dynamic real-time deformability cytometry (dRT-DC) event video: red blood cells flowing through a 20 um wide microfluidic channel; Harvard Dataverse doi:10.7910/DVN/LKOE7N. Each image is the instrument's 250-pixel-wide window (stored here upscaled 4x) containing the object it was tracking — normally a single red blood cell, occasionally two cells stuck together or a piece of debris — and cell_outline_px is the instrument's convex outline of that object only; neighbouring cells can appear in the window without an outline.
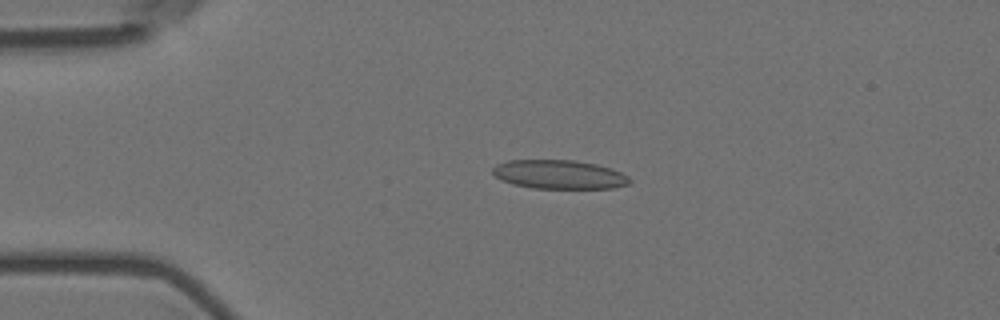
{"species": "Egyptian fruit bat (a non-hibernating species)", "species_latin": "Rousettus aegyptiacus", "temperature_condition": "room temperature", "stored_images_in_passage": 46, "camera_frame_rate_fps": 3000, "um_per_image_px": 0.085, "animal": {"sex": "female"}, "frame": {"image": 1, "passage_image": 2, "time_ms": 0.333, "image_size_px": [1000, 320], "cell_outline_px": [[632, 180], [628, 184], [616, 188], [532, 188], [512, 184], [496, 176], [492, 172], [492, 168], [496, 164], [508, 160], [576, 160], [596, 164], [612, 168], [628, 176]], "centroid_in_image_um": [47.55, 14.82], "position_along_channel_um": 37.4, "area_um2": 23.12}}
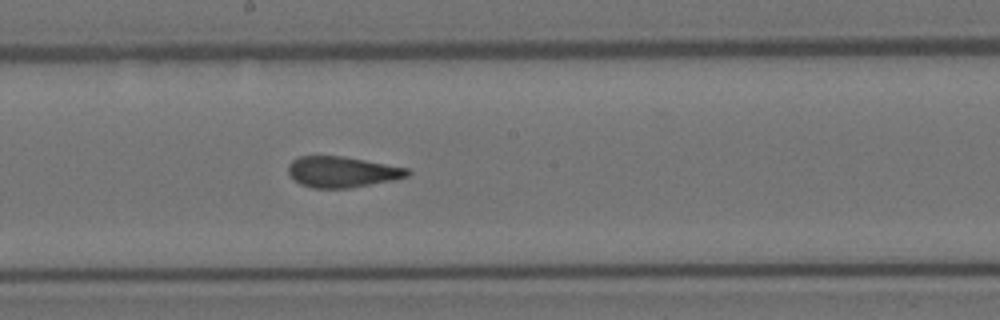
{"frame": {"image": 2, "passage_image": 20, "time_ms": 6.333, "image_size_px": [1000, 320], "cell_outline_px": [[412, 172], [408, 176], [392, 180], [348, 188], [312, 188], [300, 184], [288, 172], [288, 164], [292, 160], [300, 156], [344, 156], [408, 168]], "centroid_in_image_um": [29.08, 14.6], "position_along_channel_um": 219.1, "area_um2": 21.33}}
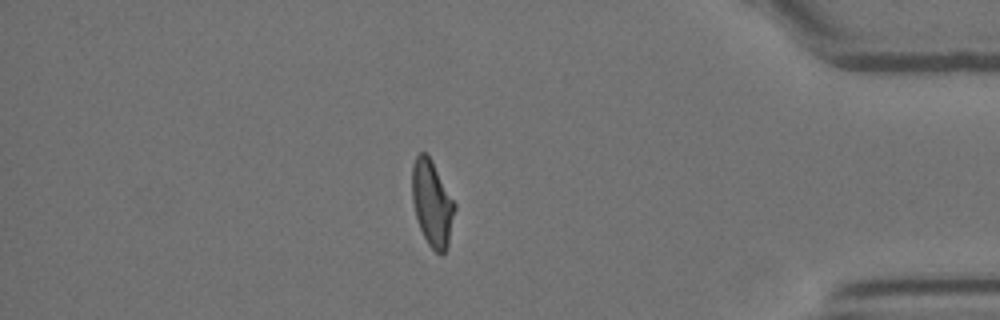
{"frame": {"image": 3, "passage_image": 38, "time_ms": 12.333, "image_size_px": [1000, 320], "cell_outline_px": [[456, 208], [448, 248], [440, 256], [428, 244], [420, 228], [416, 216], [412, 200], [412, 164], [416, 156], [420, 152], [424, 152], [432, 160], [456, 204]], "centroid_in_image_um": [36.74, 17.3], "position_along_channel_um": 398.5, "area_um2": 21.44}, "authors_computed_cell_mechanics": {"area_um2": 22.1374, "velocity_mm_per_s": 3.5822, "shape_relaxation_time_tau1_ms": null, "shape_relaxation_time_tau2_ms": 1.5937, "deformation_change_tau1": null, "deformation_change_tau2": 0.0872}}